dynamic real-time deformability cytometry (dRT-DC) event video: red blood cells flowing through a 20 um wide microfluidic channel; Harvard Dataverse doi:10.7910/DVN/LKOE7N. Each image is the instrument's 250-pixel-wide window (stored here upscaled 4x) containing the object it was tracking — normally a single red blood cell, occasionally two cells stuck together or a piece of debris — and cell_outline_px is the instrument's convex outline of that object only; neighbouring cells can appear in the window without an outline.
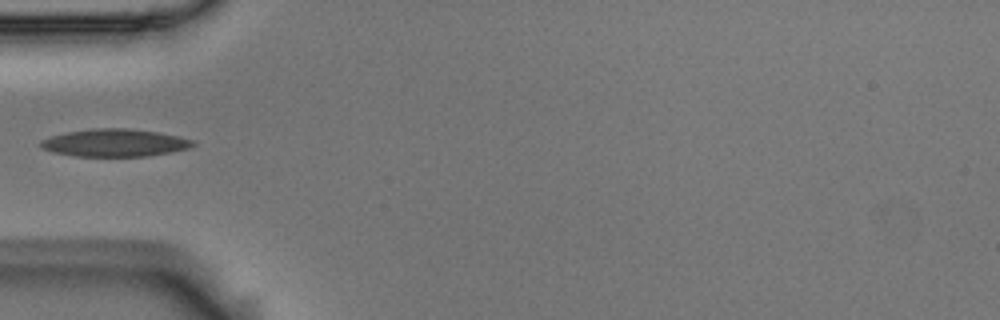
{"species": "Egyptian fruit bat (a non-hibernating species)", "species_latin": "Rousettus aegyptiacus", "temperature_condition": "room temperature", "stored_images_in_passage": 1, "camera_frame_rate_fps": 3000, "um_per_image_px": 0.085, "animal": {"sex": "male"}, "frame": {"image": 1, "passage_image": 1, "time_ms": 0.0, "image_size_px": [1000, 320], "cell_outline_px": [[196, 144], [188, 148], [168, 152], [144, 156], [76, 156], [52, 152], [40, 148], [40, 140], [52, 136], [68, 132], [92, 128], [128, 128], [156, 132], [180, 136], [196, 140]], "centroid_in_image_um": [9.75, 12.13], "position_along_channel_um": 75.3, "area_um2": 24.39}}